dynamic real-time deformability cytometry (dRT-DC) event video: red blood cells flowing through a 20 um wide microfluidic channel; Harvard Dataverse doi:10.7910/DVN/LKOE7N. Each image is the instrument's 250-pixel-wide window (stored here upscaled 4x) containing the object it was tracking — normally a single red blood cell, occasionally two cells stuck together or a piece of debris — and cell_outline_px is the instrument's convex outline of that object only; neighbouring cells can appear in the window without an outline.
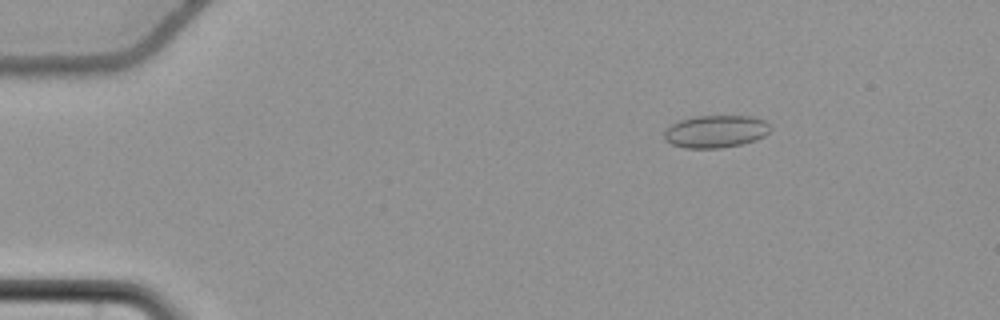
{"species": "common noctule bat (a hibernating species)", "species_latin": "Nyctalus noctula", "temperature_condition": "cold", "stored_images_in_passage": 57, "camera_frame_rate_fps": 3000, "um_per_image_px": 0.085, "animal": {"sex": "female", "body_mass_g": 22.7, "forearm_length_mm": 54.2}, "frame": {"image": 1, "passage_image": 10, "time_ms": 3.0, "image_size_px": [1000, 320], "cell_outline_px": [[772, 128], [764, 136], [756, 140], [740, 144], [720, 148], [684, 148], [672, 144], [664, 140], [664, 132], [672, 124], [680, 120], [696, 116], [756, 116], [764, 120]], "centroid_in_image_um": [60.85, 11.17], "position_along_channel_um": 24.2, "area_um2": 20.11}}
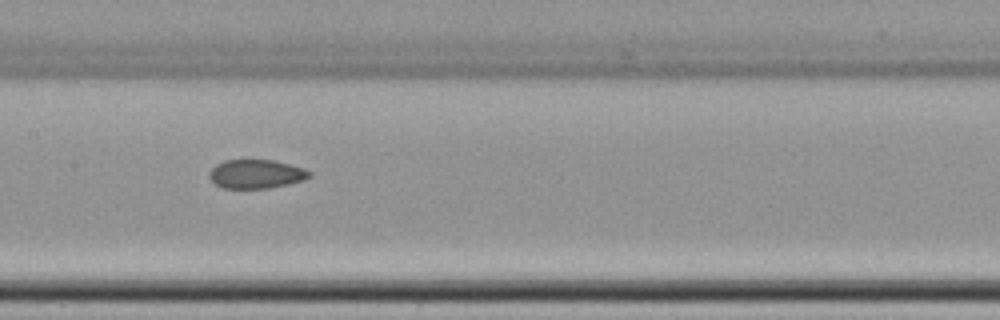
{"frame": {"image": 2, "passage_image": 30, "time_ms": 9.667, "image_size_px": [1000, 320], "cell_outline_px": [[312, 176], [304, 180], [288, 184], [268, 188], [224, 188], [216, 184], [208, 176], [208, 172], [216, 164], [224, 160], [276, 160], [304, 168], [312, 172]], "centroid_in_image_um": [21.79, 14.78], "position_along_channel_um": 185.6, "area_um2": 16.94}}
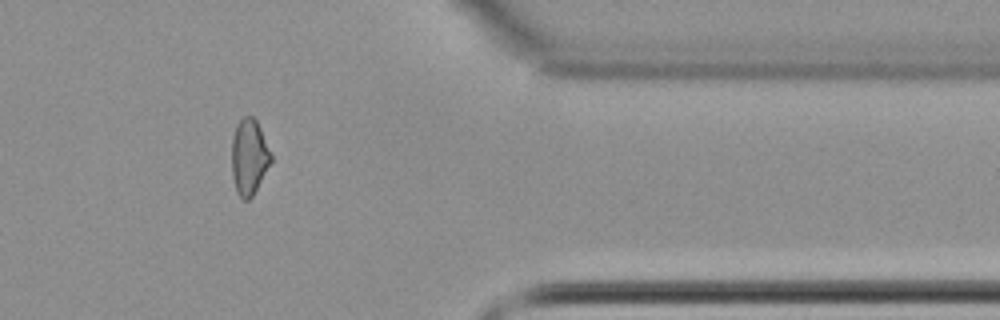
{"frame": {"image": 3, "passage_image": 48, "time_ms": 15.667, "image_size_px": [1000, 320], "cell_outline_px": [[272, 160], [252, 196], [248, 200], [244, 200], [236, 192], [232, 176], [232, 136], [236, 124], [244, 116], [252, 116], [256, 120], [260, 128], [272, 156]], "centroid_in_image_um": [21.15, 13.33], "position_along_channel_um": 390.2, "area_um2": 17.17}, "authors_computed_cell_mechanics": {"area_um2": 18.2648, "velocity_mm_per_s": 3.7121, "shape_relaxation_time_tau1_ms": null, "shape_relaxation_time_tau2_ms": 2.2699, "deformation_change_tau1": null, "deformation_change_tau2": 0.077}}